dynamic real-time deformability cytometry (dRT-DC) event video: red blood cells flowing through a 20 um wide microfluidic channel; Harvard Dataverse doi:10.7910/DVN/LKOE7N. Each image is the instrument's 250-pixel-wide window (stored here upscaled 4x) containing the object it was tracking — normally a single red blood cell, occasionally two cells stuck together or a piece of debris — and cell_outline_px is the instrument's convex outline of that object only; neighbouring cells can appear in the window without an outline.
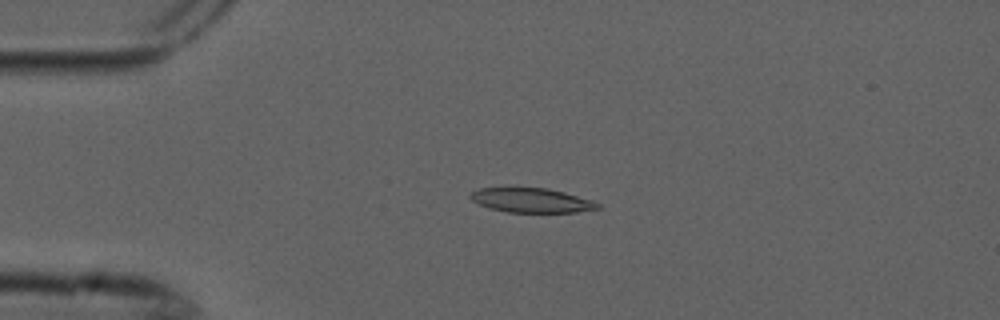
{"species": "common noctule bat (a hibernating species)", "species_latin": "Nyctalus noctula", "temperature_condition": "cold", "stored_images_in_passage": 6, "camera_frame_rate_fps": 3000, "um_per_image_px": 0.085, "animal": {"sex": "male", "forearm_length_mm": 52.5}, "frame": {"image": 1, "passage_image": 4, "time_ms": 1.0, "image_size_px": [1000, 320], "cell_outline_px": [[600, 208], [576, 212], [508, 212], [488, 208], [472, 200], [468, 196], [472, 192], [480, 188], [548, 188], [564, 192], [592, 200], [600, 204]], "centroid_in_image_um": [45.18, 17.03], "position_along_channel_um": 39.8, "area_um2": 17.98}}
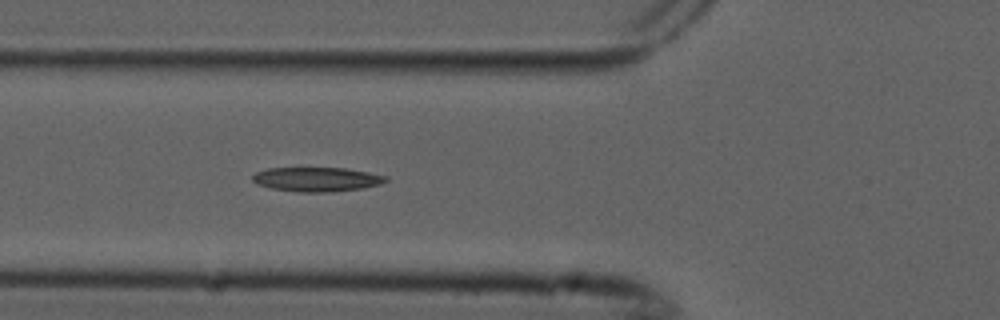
{"frame": {"image": 2, "passage_image": 6, "time_ms": 1.667, "image_size_px": [1000, 320], "cell_outline_px": [[388, 180], [380, 184], [364, 188], [332, 192], [300, 192], [272, 188], [256, 184], [252, 180], [252, 176], [256, 172], [268, 168], [344, 168], [368, 172], [388, 176]], "centroid_in_image_um": [26.94, 15.24], "position_along_channel_um": 98.9, "area_um2": 18.9}}